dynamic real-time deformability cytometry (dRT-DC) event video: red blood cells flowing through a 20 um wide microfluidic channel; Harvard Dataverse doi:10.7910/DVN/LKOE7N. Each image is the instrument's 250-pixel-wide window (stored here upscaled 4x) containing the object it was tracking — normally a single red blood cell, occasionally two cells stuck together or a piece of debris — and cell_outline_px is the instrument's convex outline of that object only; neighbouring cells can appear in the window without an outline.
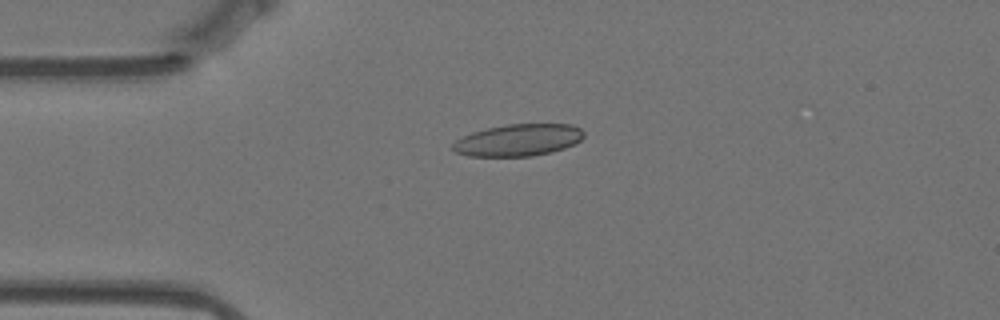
{"species": "Egyptian fruit bat (a non-hibernating species)", "species_latin": "Rousettus aegyptiacus", "temperature_condition": "warm", "stored_images_in_passage": 38, "camera_frame_rate_fps": 3000, "um_per_image_px": 0.085, "animal": {"sex": "female"}, "frame": {"image": 1, "passage_image": 1, "time_ms": 0.0, "image_size_px": [1000, 320], "cell_outline_px": [[584, 136], [580, 140], [564, 148], [552, 152], [532, 156], [468, 156], [456, 152], [452, 148], [452, 144], [456, 140], [472, 132], [488, 128], [508, 124], [572, 124], [580, 128], [584, 132]], "centroid_in_image_um": [44.06, 11.9], "position_along_channel_um": 40.9, "area_um2": 24.28}}
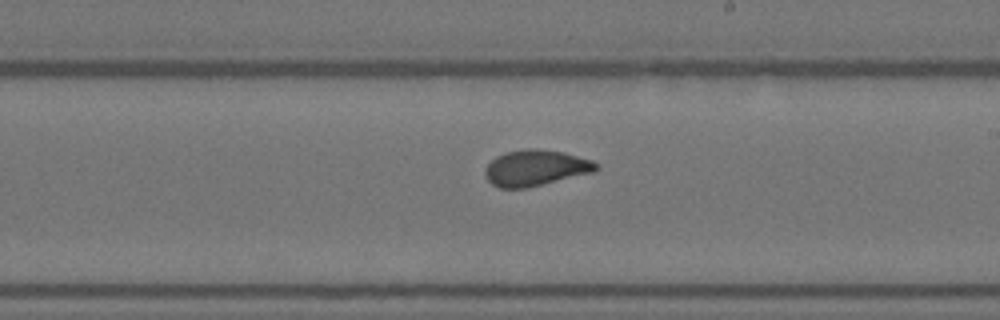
{"frame": {"image": 2, "passage_image": 20, "time_ms": 6.333, "image_size_px": [1000, 320], "cell_outline_px": [[600, 168], [592, 172], [528, 188], [500, 188], [492, 184], [484, 176], [484, 168], [496, 156], [508, 152], [528, 148], [536, 148], [564, 152], [592, 160], [600, 164]], "centroid_in_image_um": [45.53, 14.27], "position_along_channel_um": 243.5, "area_um2": 23.35}}
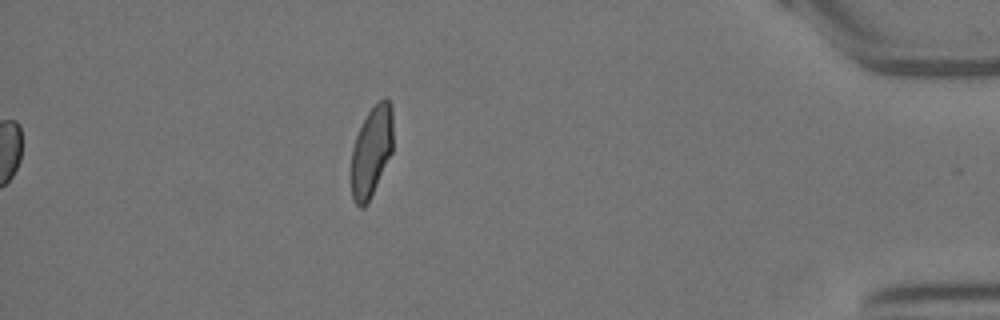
{"frame": {"image": 3, "passage_image": 38, "time_ms": 12.333, "image_size_px": [1000, 320], "cell_outline_px": [[392, 152], [368, 204], [364, 208], [360, 208], [352, 200], [352, 148], [356, 136], [368, 112], [384, 96], [392, 104]], "centroid_in_image_um": [31.58, 12.89], "position_along_channel_um": 403.6, "area_um2": 21.96}, "authors_computed_cell_mechanics": {"area_um2": 23.409, "velocity_mm_per_s": 3.5073, "shape_relaxation_time_tau1_ms": null, "shape_relaxation_time_tau2_ms": 0.8608, "deformation_change_tau1": null, "deformation_change_tau2": 0.0628}}